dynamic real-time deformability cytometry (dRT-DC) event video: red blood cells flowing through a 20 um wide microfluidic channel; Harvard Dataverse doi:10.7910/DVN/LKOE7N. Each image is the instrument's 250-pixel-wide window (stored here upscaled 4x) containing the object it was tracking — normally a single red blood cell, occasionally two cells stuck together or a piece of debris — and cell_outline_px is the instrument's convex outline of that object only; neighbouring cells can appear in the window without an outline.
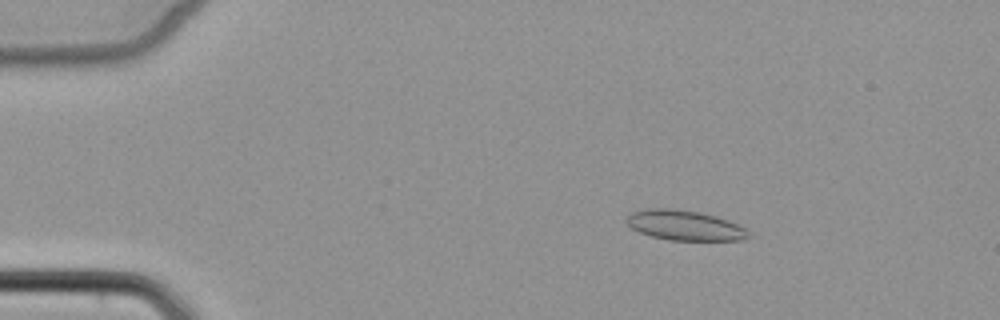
{"species": "common noctule bat (a hibernating species)", "species_latin": "Nyctalus noctula", "temperature_condition": "cold", "stored_images_in_passage": 4, "camera_frame_rate_fps": 3000, "um_per_image_px": 0.085, "animal": {"sex": "female", "body_mass_g": 22.7, "forearm_length_mm": 54.2}, "frame": {"image": 1, "passage_image": 2, "time_ms": 1.333, "image_size_px": [1000, 320], "cell_outline_px": [[752, 236], [744, 240], [668, 240], [652, 236], [640, 232], [632, 228], [624, 220], [632, 212], [644, 208], [668, 208], [700, 212], [716, 216], [728, 220], [748, 228]], "centroid_in_image_um": [58.24, 19.15], "position_along_channel_um": 26.8, "area_um2": 21.56}}